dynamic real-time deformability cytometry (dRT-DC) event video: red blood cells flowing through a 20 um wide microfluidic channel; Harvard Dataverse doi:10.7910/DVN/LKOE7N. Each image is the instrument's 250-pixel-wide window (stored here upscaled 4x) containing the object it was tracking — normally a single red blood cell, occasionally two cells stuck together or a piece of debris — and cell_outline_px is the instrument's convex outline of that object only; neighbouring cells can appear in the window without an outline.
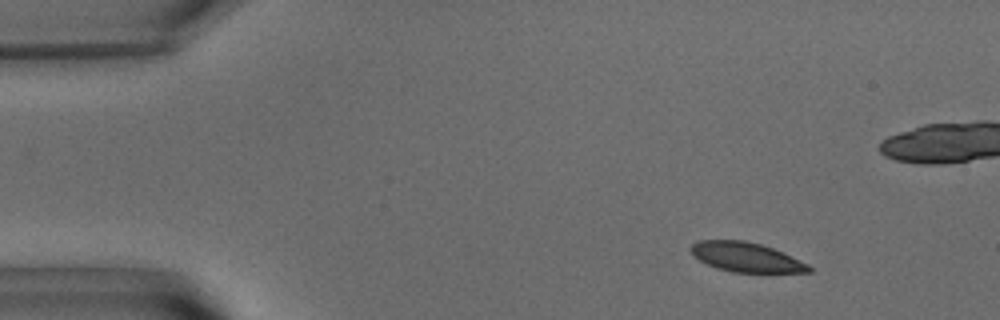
{"species": "common noctule bat (a hibernating species)", "species_latin": "Nyctalus noctula", "temperature_condition": "warm", "stored_images_in_passage": 45, "camera_frame_rate_fps": 3000, "um_per_image_px": 0.085, "animal": {"sex": "male", "body_mass_g": 15.6}, "frame": {"image": 1, "passage_image": 1, "time_ms": 0.0, "image_size_px": [1000, 320], "cell_outline_px": [[812, 272], [732, 272], [716, 268], [692, 256], [688, 248], [696, 240], [744, 240], [760, 244], [772, 248], [808, 264], [812, 268]], "centroid_in_image_um": [63.35, 21.85], "position_along_channel_um": 21.6, "area_um2": 20.23}}
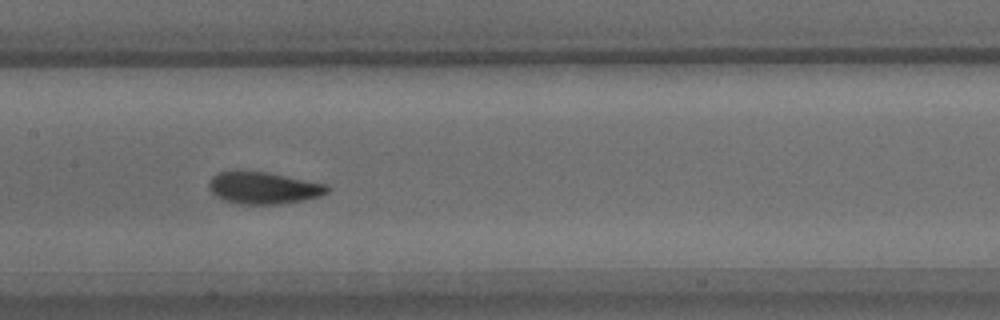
{"frame": {"image": 2, "passage_image": 21, "time_ms": 6.667, "image_size_px": [1000, 320], "cell_outline_px": [[328, 192], [320, 196], [304, 200], [280, 204], [236, 204], [220, 200], [208, 188], [208, 184], [212, 176], [216, 172], [268, 172], [328, 184]], "centroid_in_image_um": [22.38, 15.99], "position_along_channel_um": 185.0, "area_um2": 22.14}}
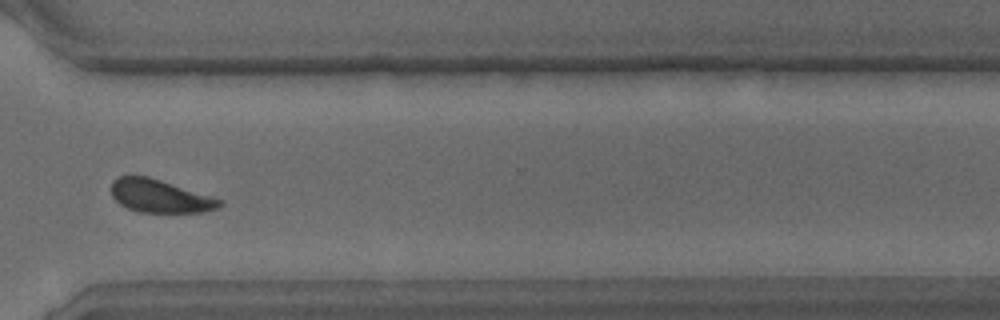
{"frame": {"image": 3, "passage_image": 35, "time_ms": 11.333, "image_size_px": [1000, 320], "cell_outline_px": [[224, 204], [220, 208], [204, 212], [140, 212], [128, 208], [120, 204], [112, 196], [112, 180], [120, 176], [148, 176], [212, 196], [224, 200]], "centroid_in_image_um": [13.64, 16.67], "position_along_channel_um": 357.0, "area_um2": 20.87}, "authors_computed_cell_mechanics": {"area_um2": 22.3108, "velocity_mm_per_s": 3.6863, "shape_relaxation_time_tau1_ms": 3.3765, "shape_relaxation_time_tau2_ms": 1.1644, "deformation_change_tau1": 0.1201, "deformation_change_tau2": 0.0537}}